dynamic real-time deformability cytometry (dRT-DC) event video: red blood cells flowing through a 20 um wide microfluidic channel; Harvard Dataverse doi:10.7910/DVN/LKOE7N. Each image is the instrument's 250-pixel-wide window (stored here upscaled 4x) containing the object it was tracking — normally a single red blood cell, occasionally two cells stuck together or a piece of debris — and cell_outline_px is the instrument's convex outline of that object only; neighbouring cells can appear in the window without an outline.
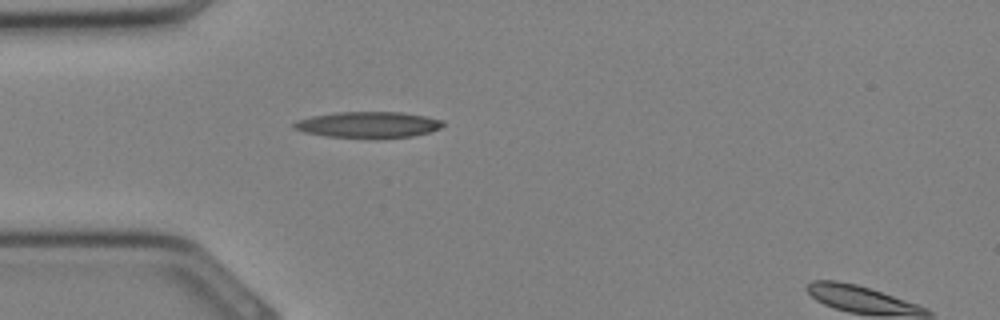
{"species": "Egyptian fruit bat (a non-hibernating species)", "species_latin": "Rousettus aegyptiacus", "temperature_condition": "cold", "stored_images_in_passage": 2, "camera_frame_rate_fps": 3000, "um_per_image_px": 0.085, "animal": {"sex": "female"}, "frame": {"image": 1, "passage_image": 1, "time_ms": 0.0, "image_size_px": [1000, 320], "cell_outline_px": [[444, 124], [440, 128], [428, 132], [412, 136], [380, 140], [376, 140], [328, 136], [304, 132], [292, 128], [292, 124], [296, 120], [312, 116], [336, 112], [400, 112], [424, 116], [444, 120]], "centroid_in_image_um": [31.29, 10.62], "position_along_channel_um": 53.7, "area_um2": 23.18}}